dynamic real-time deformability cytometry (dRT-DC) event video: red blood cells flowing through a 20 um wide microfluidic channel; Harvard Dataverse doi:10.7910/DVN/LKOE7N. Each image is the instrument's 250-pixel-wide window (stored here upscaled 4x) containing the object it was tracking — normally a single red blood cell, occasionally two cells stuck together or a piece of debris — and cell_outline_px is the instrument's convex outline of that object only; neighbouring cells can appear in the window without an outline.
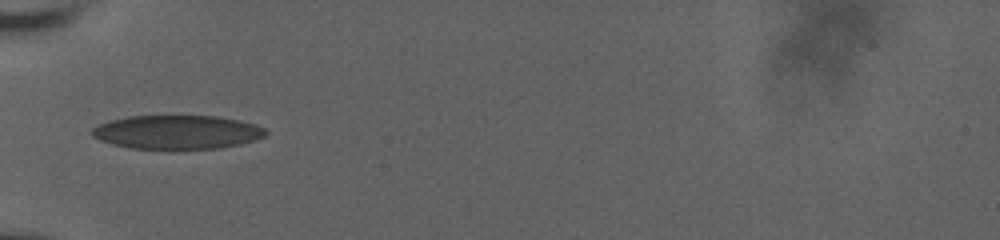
{"species": "human", "species_latin": "Homo sapiens", "temperature_condition": "room temperature", "stored_images_in_passage": 37, "camera_frame_rate_fps": 3000, "um_per_image_px": 0.085, "donor": {"sex": "male"}, "frame": {"image": 1, "passage_image": 1, "time_ms": 0.0, "image_size_px": [1000, 240], "cell_outline_px": [[268, 132], [264, 136], [240, 144], [220, 148], [132, 148], [112, 144], [100, 140], [92, 136], [92, 128], [100, 124], [112, 120], [128, 116], [216, 116], [240, 120], [256, 124], [264, 128]], "centroid_in_image_um": [15.07, 11.22], "position_along_channel_um": 69.9, "area_um2": 33.87}}
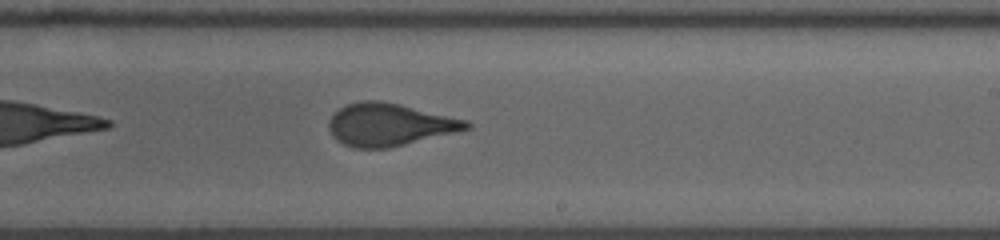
{"frame": {"image": 2, "passage_image": 16, "time_ms": 5.0, "image_size_px": [1000, 240], "cell_outline_px": [[472, 128], [388, 148], [352, 148], [336, 140], [332, 136], [328, 128], [328, 120], [340, 108], [348, 104], [360, 100], [380, 100], [400, 104], [468, 120], [472, 124]], "centroid_in_image_um": [33.09, 10.59], "position_along_channel_um": 255.9, "area_um2": 34.1}}
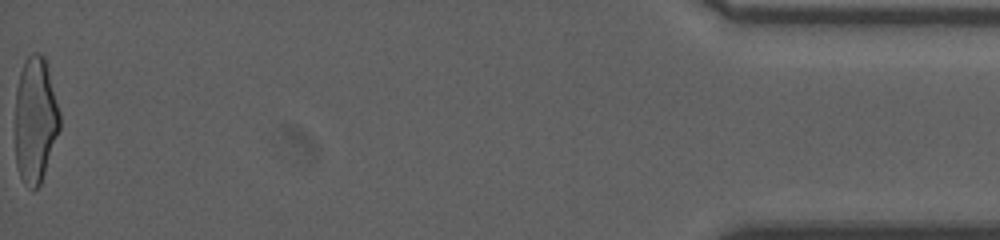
{"frame": {"image": 3, "passage_image": 37, "time_ms": 12.0, "image_size_px": [1000, 240], "cell_outline_px": [[60, 128], [40, 184], [32, 192], [24, 184], [20, 176], [16, 164], [16, 88], [20, 72], [24, 60], [32, 52], [40, 52], [44, 56], [60, 112]], "centroid_in_image_um": [3.0, 10.19], "position_along_channel_um": 432.2, "area_um2": 32.66}, "authors_computed_cell_mechanics": {"area_um2": 33.8708, "velocity_mm_per_s": 3.7618, "shape_relaxation_time_tau1_ms": 5.4139, "shape_relaxation_time_tau2_ms": null, "deformation_change_tau1": 0.1868, "deformation_change_tau2": null}}